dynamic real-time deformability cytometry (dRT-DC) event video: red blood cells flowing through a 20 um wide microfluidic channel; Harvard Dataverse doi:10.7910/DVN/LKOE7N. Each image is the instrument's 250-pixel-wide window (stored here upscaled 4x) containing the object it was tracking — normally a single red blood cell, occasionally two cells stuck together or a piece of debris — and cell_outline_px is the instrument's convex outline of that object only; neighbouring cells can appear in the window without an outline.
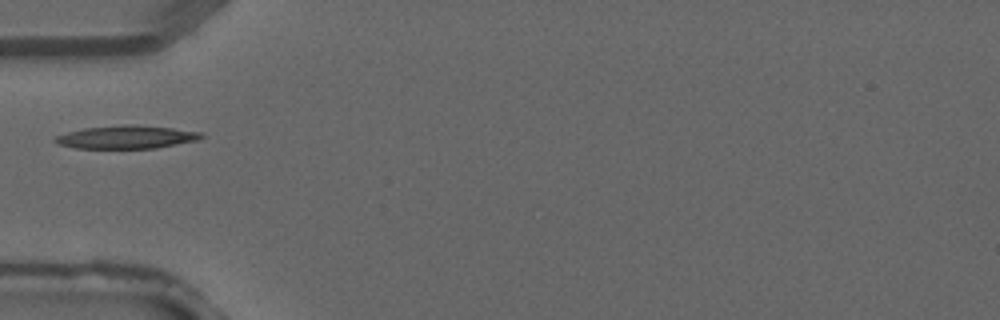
{"species": "common noctule bat (a hibernating species)", "species_latin": "Nyctalus noctula", "temperature_condition": "warm", "stored_images_in_passage": 1, "camera_frame_rate_fps": 3000, "um_per_image_px": 0.085, "animal": {"sex": "male", "forearm_length_mm": 52.5}, "frame": {"image": 1, "passage_image": 1, "time_ms": 0.0, "image_size_px": [1000, 320], "cell_outline_px": [[204, 136], [196, 140], [156, 148], [76, 148], [56, 144], [52, 140], [56, 136], [68, 132], [84, 128], [124, 124], [132, 124], [172, 128], [200, 132]], "centroid_in_image_um": [10.69, 11.65], "position_along_channel_um": 74.3, "area_um2": 19.54}}